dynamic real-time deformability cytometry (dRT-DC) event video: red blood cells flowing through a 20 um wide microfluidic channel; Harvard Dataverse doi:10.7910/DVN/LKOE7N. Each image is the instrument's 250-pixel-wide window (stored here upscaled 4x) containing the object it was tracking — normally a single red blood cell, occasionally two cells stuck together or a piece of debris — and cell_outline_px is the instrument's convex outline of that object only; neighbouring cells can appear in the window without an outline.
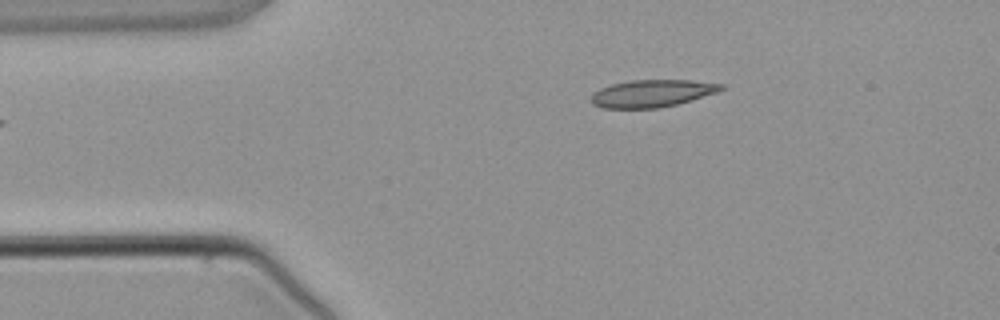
{"species": "common noctule bat (a hibernating species)", "species_latin": "Nyctalus noctula", "temperature_condition": "warm", "stored_images_in_passage": 2, "camera_frame_rate_fps": 3000, "um_per_image_px": 0.085, "animal": {"sex": "male", "body_mass_g": 21.5, "forearm_length_mm": 52.0}, "frame": {"image": 1, "passage_image": 2, "time_ms": 1.333, "image_size_px": [1000, 320], "cell_outline_px": [[724, 88], [716, 92], [692, 100], [660, 108], [600, 108], [592, 104], [588, 100], [592, 92], [600, 88], [612, 84], [632, 80], [692, 80], [724, 84]], "centroid_in_image_um": [55.36, 7.94], "position_along_channel_um": 29.6, "area_um2": 20.87}}